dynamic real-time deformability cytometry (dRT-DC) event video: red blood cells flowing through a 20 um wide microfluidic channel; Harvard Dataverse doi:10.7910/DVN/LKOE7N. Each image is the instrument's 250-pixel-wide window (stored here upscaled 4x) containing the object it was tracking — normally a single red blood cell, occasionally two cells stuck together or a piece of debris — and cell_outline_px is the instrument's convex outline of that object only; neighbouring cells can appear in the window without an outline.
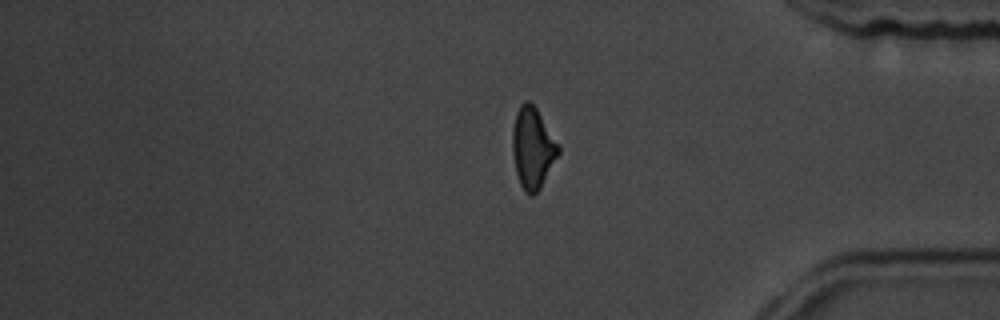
{"species": "common noctule bat (a hibernating species)", "species_latin": "Nyctalus noctula", "temperature_condition": "room temperature", "stored_images_in_passage": 16, "segment_of_instrument_passage": [2, 2], "camera_frame_rate_fps": 3000, "um_per_image_px": 0.085, "animal": {"sex": "male", "body_mass_g": 19.5, "forearm_length_mm": 54.6}, "frame": {"image": 1, "passage_image": 16, "time_ms": 18.0, "image_size_px": [1000, 320], "cell_outline_px": [[560, 152], [540, 188], [532, 196], [528, 196], [524, 192], [520, 184], [516, 172], [512, 152], [512, 128], [516, 112], [520, 104], [524, 100], [528, 100], [536, 108], [560, 144]], "centroid_in_image_um": [45.27, 12.57], "position_along_channel_um": 389.9, "area_um2": 21.91}}